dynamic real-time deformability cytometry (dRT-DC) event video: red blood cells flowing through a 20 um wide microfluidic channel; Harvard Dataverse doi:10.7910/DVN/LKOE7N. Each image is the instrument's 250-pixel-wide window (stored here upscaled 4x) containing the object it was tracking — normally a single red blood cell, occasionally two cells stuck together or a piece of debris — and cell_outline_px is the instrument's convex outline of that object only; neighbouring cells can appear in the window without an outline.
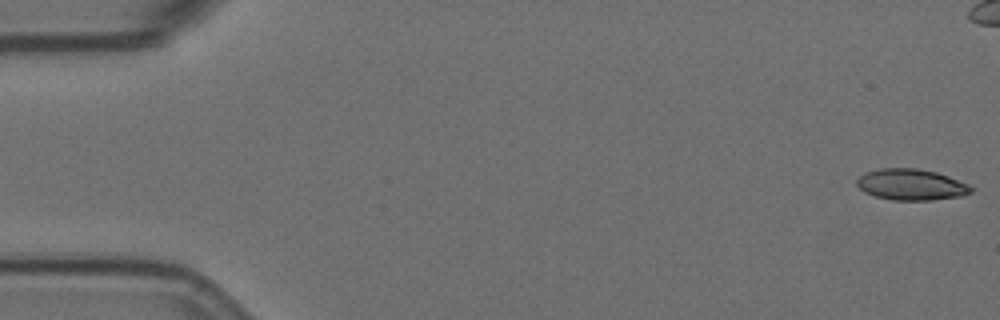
{"species": "Egyptian fruit bat (a non-hibernating species)", "species_latin": "Rousettus aegyptiacus", "temperature_condition": "room temperature", "stored_images_in_passage": 9, "camera_frame_rate_fps": 3000, "um_per_image_px": 0.085, "animal": {"sex": "female"}, "frame": {"image": 1, "passage_image": 1, "time_ms": 0.0, "image_size_px": [1000, 320], "cell_outline_px": [[972, 192], [964, 196], [932, 200], [892, 200], [876, 196], [864, 192], [856, 184], [856, 180], [864, 172], [880, 168], [916, 168], [936, 172], [948, 176], [968, 184], [972, 188]], "centroid_in_image_um": [77.45, 15.69], "position_along_channel_um": 7.6, "area_um2": 20.81}}